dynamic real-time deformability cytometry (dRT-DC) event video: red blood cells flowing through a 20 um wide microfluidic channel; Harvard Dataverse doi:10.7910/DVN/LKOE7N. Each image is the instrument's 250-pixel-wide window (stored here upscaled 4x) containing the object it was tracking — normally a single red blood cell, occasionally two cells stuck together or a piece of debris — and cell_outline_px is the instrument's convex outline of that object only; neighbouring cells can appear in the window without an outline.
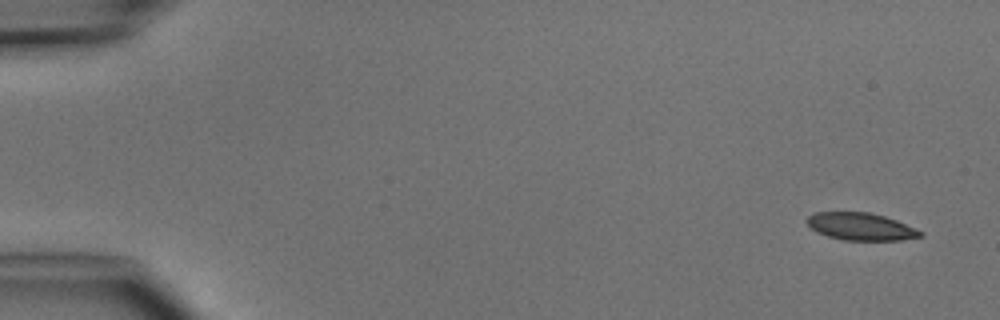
{"species": "common noctule bat (a hibernating species)", "species_latin": "Nyctalus noctula", "temperature_condition": "cold", "stored_images_in_passage": 4, "camera_frame_rate_fps": 3000, "um_per_image_px": 0.085, "animal": {"sex": "male", "body_mass_g": 15.6}, "frame": {"image": 1, "passage_image": 1, "time_ms": 0.0, "image_size_px": [1000, 320], "cell_outline_px": [[924, 236], [900, 240], [844, 240], [828, 236], [816, 232], [804, 220], [812, 212], [868, 212], [884, 216], [896, 220], [924, 232]], "centroid_in_image_um": [73.15, 19.25], "position_along_channel_um": 11.9, "area_um2": 18.15}}